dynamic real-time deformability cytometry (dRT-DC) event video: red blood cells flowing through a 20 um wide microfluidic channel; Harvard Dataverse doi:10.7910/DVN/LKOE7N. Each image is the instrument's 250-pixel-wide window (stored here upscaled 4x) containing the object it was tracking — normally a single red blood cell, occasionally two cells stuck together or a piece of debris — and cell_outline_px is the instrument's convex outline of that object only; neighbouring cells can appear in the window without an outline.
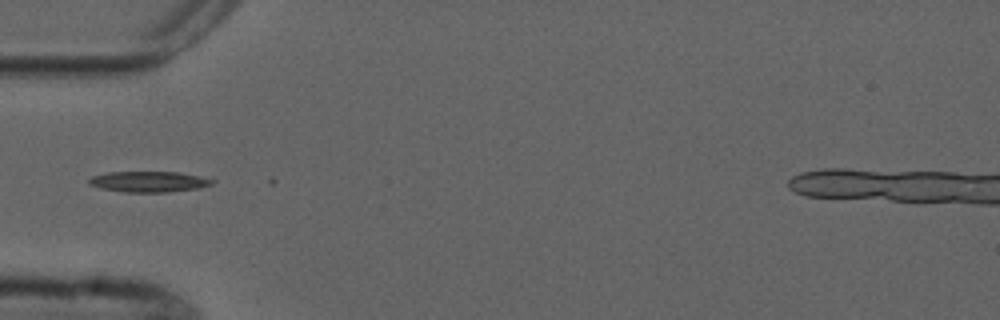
{"species": "common noctule bat (a hibernating species)", "species_latin": "Nyctalus noctula", "temperature_condition": "cold", "stored_images_in_passage": 5, "camera_frame_rate_fps": 3000, "um_per_image_px": 0.085, "animal": {"sex": "male", "forearm_length_mm": 52.5}, "frame": {"image": 1, "passage_image": 5, "time_ms": 5.667, "image_size_px": [1000, 320], "cell_outline_px": [[216, 180], [212, 184], [200, 188], [168, 192], [124, 192], [100, 188], [88, 184], [88, 180], [92, 176], [108, 172], [176, 172]], "centroid_in_image_um": [12.62, 15.45], "position_along_channel_um": 72.4, "area_um2": 14.8}}